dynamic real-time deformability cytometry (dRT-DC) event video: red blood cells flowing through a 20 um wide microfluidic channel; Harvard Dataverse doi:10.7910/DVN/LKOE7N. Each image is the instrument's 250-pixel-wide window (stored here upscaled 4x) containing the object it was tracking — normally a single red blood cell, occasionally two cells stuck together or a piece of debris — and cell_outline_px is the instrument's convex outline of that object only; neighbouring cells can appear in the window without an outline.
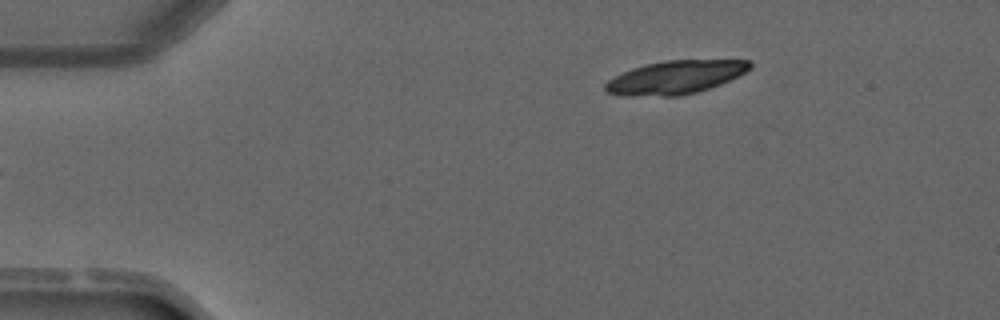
{"species": "common noctule bat (a hibernating species)", "species_latin": "Nyctalus noctula", "temperature_condition": "warm", "stored_images_in_passage": 3, "camera_frame_rate_fps": 3000, "um_per_image_px": 0.085, "animal": {"sex": "male", "forearm_length_mm": 52.5}, "frame": {"image": 1, "passage_image": 1, "time_ms": 0.0, "image_size_px": [1000, 320], "cell_outline_px": [[752, 68], [720, 84], [696, 92], [680, 96], [620, 96], [608, 92], [604, 88], [604, 84], [608, 80], [632, 68], [644, 64], [664, 60], [752, 60]], "centroid_in_image_um": [57.38, 6.57], "position_along_channel_um": 27.6, "area_um2": 28.03}}